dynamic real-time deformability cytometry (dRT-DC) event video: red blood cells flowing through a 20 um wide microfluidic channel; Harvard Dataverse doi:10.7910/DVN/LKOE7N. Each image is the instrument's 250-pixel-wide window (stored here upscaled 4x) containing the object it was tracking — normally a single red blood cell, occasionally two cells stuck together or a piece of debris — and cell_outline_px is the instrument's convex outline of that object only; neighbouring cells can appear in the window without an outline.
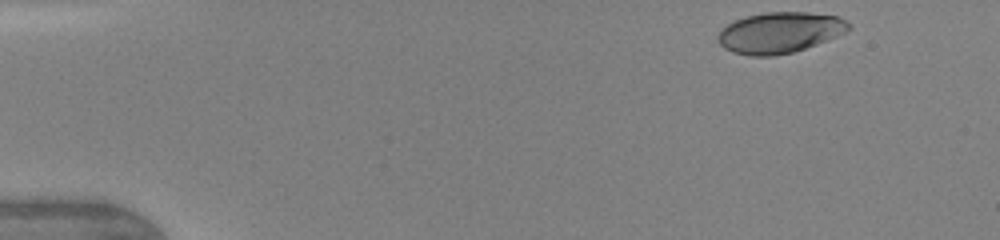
{"species": "human", "species_latin": "Homo sapiens", "temperature_condition": "warm", "stored_images_in_passage": 42, "camera_frame_rate_fps": 3000, "um_per_image_px": 0.085, "donor": {"sex": "female"}, "frame": {"image": 1, "passage_image": 1, "time_ms": 0.0, "image_size_px": [1000, 240], "cell_outline_px": [[852, 28], [836, 36], [816, 44], [792, 52], [772, 56], [752, 56], [732, 52], [724, 48], [720, 44], [720, 28], [736, 20], [748, 16], [764, 12], [808, 12], [836, 16], [844, 20]], "centroid_in_image_um": [66.26, 2.77], "position_along_channel_um": 18.7, "area_um2": 30.69}}
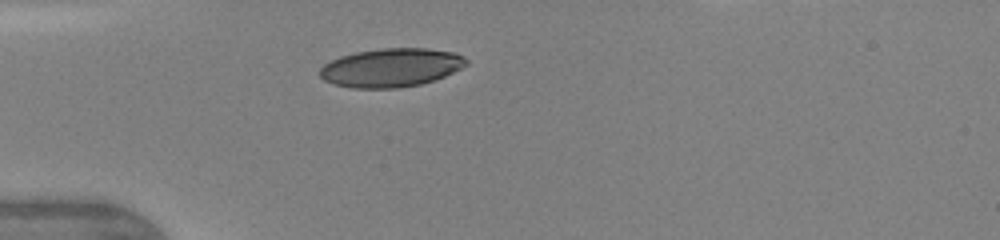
{"frame": {"image": 2, "passage_image": 10, "time_ms": 3.0, "image_size_px": [1000, 240], "cell_outline_px": [[468, 64], [444, 76], [420, 84], [396, 88], [352, 88], [336, 84], [324, 80], [320, 76], [320, 68], [324, 64], [340, 56], [356, 52], [380, 48], [428, 48], [456, 52], [464, 56], [468, 60]], "centroid_in_image_um": [33.26, 5.73], "position_along_channel_um": 51.7, "area_um2": 32.89}}
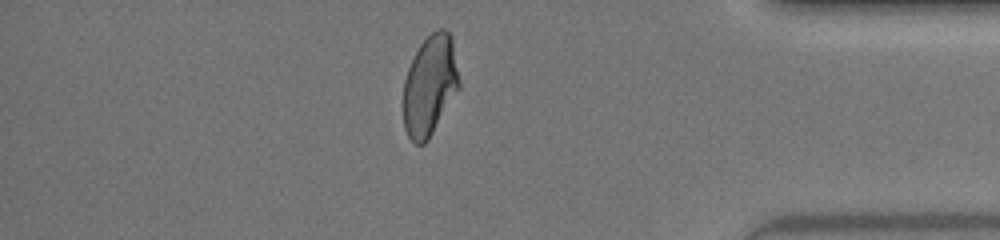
{"frame": {"image": 3, "passage_image": 37, "time_ms": 12.0, "image_size_px": [1000, 240], "cell_outline_px": [[460, 88], [428, 140], [424, 144], [416, 144], [408, 136], [404, 128], [400, 104], [404, 80], [408, 68], [420, 44], [436, 28], [444, 28], [452, 36], [460, 80]], "centroid_in_image_um": [36.51, 7.28], "position_along_channel_um": 398.7, "area_um2": 33.41}, "authors_computed_cell_mechanics": {"area_um2": 33.3795, "velocity_mm_per_s": 4.2973, "shape_relaxation_time_tau1_ms": 4.2663, "shape_relaxation_time_tau2_ms": 1.0071, "deformation_change_tau1": 0.1894, "deformation_change_tau2": 0.0552}}